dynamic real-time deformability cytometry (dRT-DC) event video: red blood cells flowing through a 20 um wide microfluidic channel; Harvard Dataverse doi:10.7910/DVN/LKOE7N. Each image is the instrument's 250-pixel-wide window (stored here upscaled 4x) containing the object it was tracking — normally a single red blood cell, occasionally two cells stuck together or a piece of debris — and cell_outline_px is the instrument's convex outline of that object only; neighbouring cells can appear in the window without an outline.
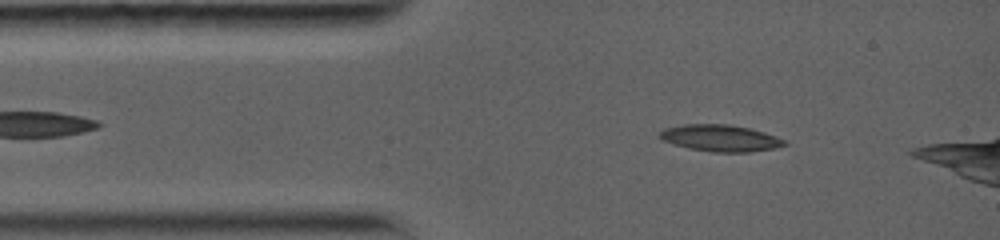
{"species": "common noctule bat (a hibernating species)", "species_latin": "Nyctalus noctula", "temperature_condition": "warm", "stored_images_in_passage": 9, "camera_frame_rate_fps": 5000, "um_per_image_px": 0.085, "animal": {"sex": "female", "body_mass_g": 19.0, "forearm_length_mm": 56.7}, "frame": {"image": 1, "passage_image": 1, "time_ms": 0.0, "image_size_px": [1000, 240], "cell_outline_px": [[788, 144], [772, 148], [748, 152], [712, 152], [688, 148], [664, 140], [656, 136], [664, 128], [684, 124], [728, 124], [748, 128], [764, 132], [776, 136], [784, 140]], "centroid_in_image_um": [61.2, 11.73], "position_along_channel_um": 23.8, "area_um2": 19.19}}
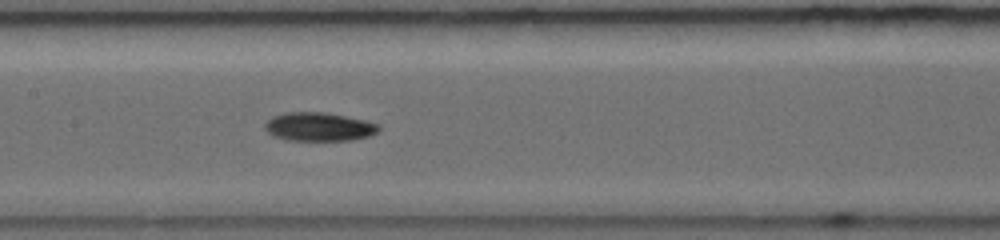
{"frame": {"image": 2, "passage_image": 6, "time_ms": 4.6, "image_size_px": [1000, 240], "cell_outline_px": [[380, 128], [376, 132], [368, 136], [352, 140], [288, 140], [272, 136], [264, 128], [264, 124], [272, 116], [284, 112], [324, 112], [364, 120], [380, 124]], "centroid_in_image_um": [27.07, 10.77], "position_along_channel_um": 180.3, "area_um2": 18.96}}
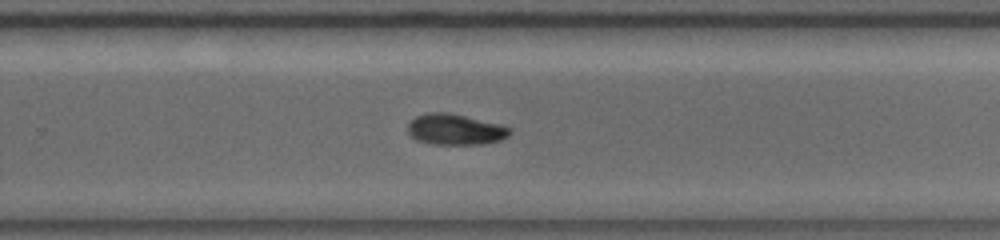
{"frame": {"image": 3, "passage_image": 9, "time_ms": 7.4, "image_size_px": [1000, 240], "cell_outline_px": [[512, 132], [508, 136], [500, 140], [484, 144], [432, 144], [416, 140], [408, 132], [408, 124], [416, 116], [428, 112], [448, 112], [500, 124], [512, 128]], "centroid_in_image_um": [38.71, 11.0], "position_along_channel_um": 291.1, "area_um2": 18.38}}